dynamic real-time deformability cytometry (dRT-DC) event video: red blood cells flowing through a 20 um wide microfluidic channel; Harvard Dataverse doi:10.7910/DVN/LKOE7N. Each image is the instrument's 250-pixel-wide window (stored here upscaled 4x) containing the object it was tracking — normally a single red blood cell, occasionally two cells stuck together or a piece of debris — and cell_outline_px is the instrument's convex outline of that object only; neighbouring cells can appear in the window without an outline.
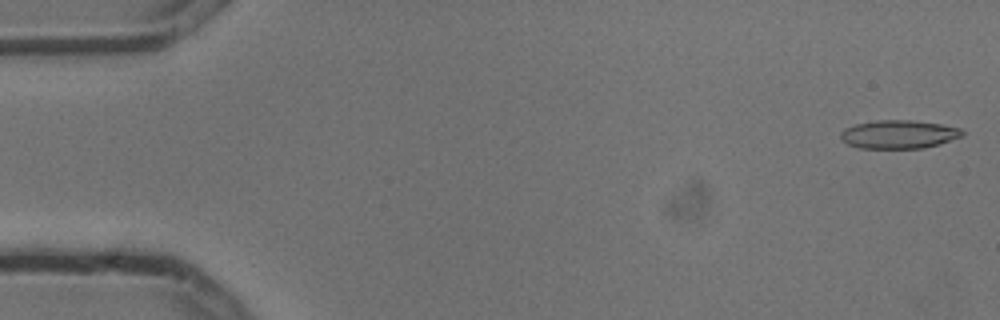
{"species": "common noctule bat (a hibernating species)", "species_latin": "Nyctalus noctula", "temperature_condition": "cold", "stored_images_in_passage": 5, "camera_frame_rate_fps": 3000, "um_per_image_px": 0.085, "animal": {"sex": "male", "body_mass_g": 13.3}, "frame": {"image": 1, "passage_image": 1, "time_ms": 0.0, "image_size_px": [1000, 320], "cell_outline_px": [[964, 132], [960, 136], [936, 144], [920, 148], [860, 148], [848, 144], [840, 136], [840, 132], [844, 128], [856, 124], [880, 120], [908, 120], [940, 124], [960, 128]], "centroid_in_image_um": [76.34, 11.41], "position_along_channel_um": 8.7, "area_um2": 19.65}}
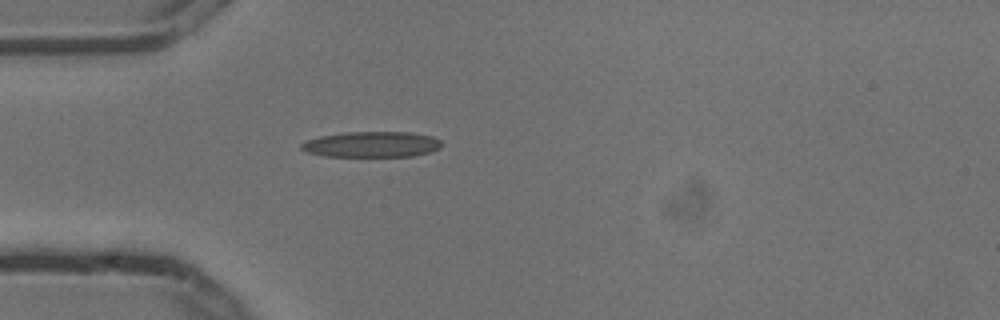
{"frame": {"image": 2, "passage_image": 5, "time_ms": 1.333, "image_size_px": [1000, 320], "cell_outline_px": [[444, 144], [440, 148], [432, 152], [412, 156], [324, 156], [304, 152], [300, 148], [300, 144], [304, 140], [320, 136], [348, 132], [412, 132], [432, 136], [440, 140]], "centroid_in_image_um": [31.59, 12.27], "position_along_channel_um": 53.4, "area_um2": 21.27}}